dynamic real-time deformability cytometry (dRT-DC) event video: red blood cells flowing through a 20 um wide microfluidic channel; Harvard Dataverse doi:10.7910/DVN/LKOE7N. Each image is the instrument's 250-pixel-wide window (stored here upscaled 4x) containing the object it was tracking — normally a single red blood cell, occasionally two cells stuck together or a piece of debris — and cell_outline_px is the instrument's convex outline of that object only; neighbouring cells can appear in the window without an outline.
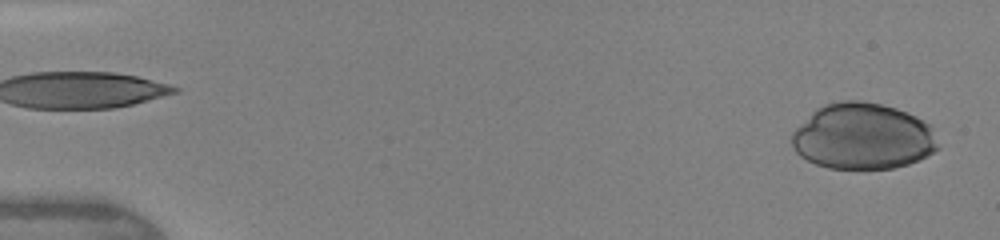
{"species": "human", "species_latin": "Homo sapiens", "temperature_condition": "warm", "stored_images_in_passage": 45, "camera_frame_rate_fps": 3000, "um_per_image_px": 0.085, "donor": {"sex": "female"}, "frame": {"image": 1, "passage_image": 1, "time_ms": 0.0, "image_size_px": [1000, 240], "cell_outline_px": [[940, 148], [920, 160], [908, 164], [892, 168], [828, 168], [816, 164], [800, 156], [796, 152], [792, 144], [792, 132], [816, 108], [824, 104], [840, 100], [864, 100], [896, 108], [916, 116], [924, 120], [932, 128]], "centroid_in_image_um": [73.35, 11.58], "position_along_channel_um": 11.6, "area_um2": 56.53}}